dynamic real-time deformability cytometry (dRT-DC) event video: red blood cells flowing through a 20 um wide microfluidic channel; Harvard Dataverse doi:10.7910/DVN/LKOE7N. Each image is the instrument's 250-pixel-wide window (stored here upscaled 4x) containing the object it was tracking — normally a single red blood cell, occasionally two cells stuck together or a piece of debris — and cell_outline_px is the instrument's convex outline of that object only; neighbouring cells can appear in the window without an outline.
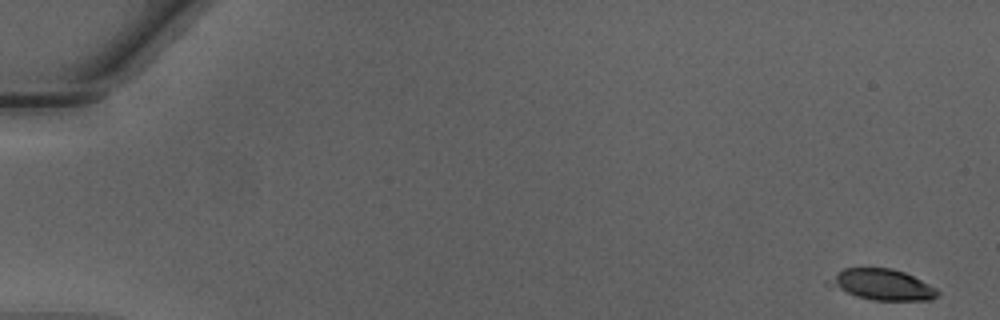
{"species": "Egyptian fruit bat (a non-hibernating species)", "species_latin": "Rousettus aegyptiacus", "temperature_condition": "warm", "stored_images_in_passage": 15, "camera_frame_rate_fps": 3000, "um_per_image_px": 0.085, "animal": {"sex": "male"}, "frame": {"image": 1, "passage_image": 1, "time_ms": 0.0, "image_size_px": [1000, 320], "cell_outline_px": [[940, 292], [932, 300], [872, 300], [856, 296], [824, 284], [824, 280], [844, 268], [892, 268], [904, 272], [936, 288]], "centroid_in_image_um": [74.91, 24.19], "position_along_channel_um": 10.1, "area_um2": 19.59}}
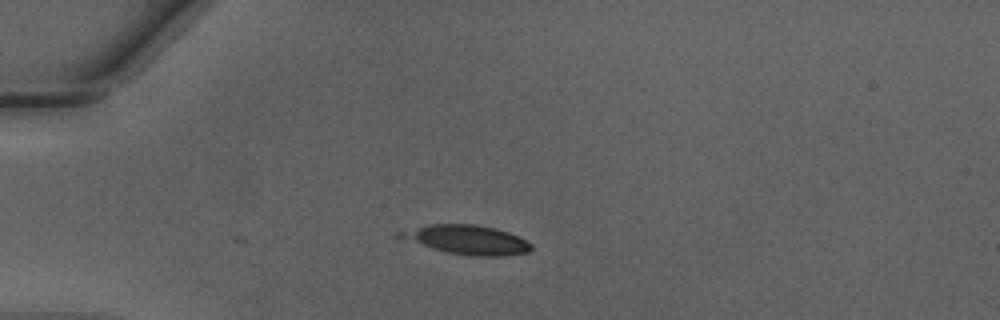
{"frame": {"image": 2, "passage_image": 13, "time_ms": 4.0, "image_size_px": [1000, 320], "cell_outline_px": [[532, 248], [528, 252], [500, 256], [472, 256], [448, 252], [396, 240], [392, 236], [396, 232], [428, 224], [476, 224], [496, 228], [508, 232], [532, 244]], "centroid_in_image_um": [39.53, 20.37], "position_along_channel_um": 45.5, "area_um2": 22.72}}